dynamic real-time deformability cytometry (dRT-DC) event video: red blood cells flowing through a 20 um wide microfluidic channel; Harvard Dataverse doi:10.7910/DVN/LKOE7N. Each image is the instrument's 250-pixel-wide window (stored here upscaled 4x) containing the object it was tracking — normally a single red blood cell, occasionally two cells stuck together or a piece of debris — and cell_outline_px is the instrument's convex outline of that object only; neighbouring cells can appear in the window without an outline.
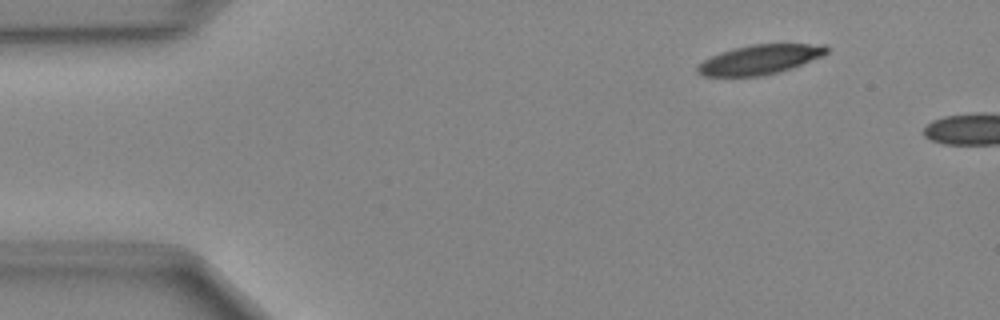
{"species": "Egyptian fruit bat (a non-hibernating species)", "species_latin": "Rousettus aegyptiacus", "temperature_condition": "cold", "stored_images_in_passage": 4, "camera_frame_rate_fps": 3000, "um_per_image_px": 0.085, "animal": {"sex": "female"}, "frame": {"image": 1, "passage_image": 1, "time_ms": 0.0, "image_size_px": [1000, 320], "cell_outline_px": [[828, 52], [824, 56], [780, 72], [760, 76], [704, 76], [696, 72], [696, 68], [704, 60], [720, 52], [752, 44], [824, 44], [828, 48]], "centroid_in_image_um": [64.62, 5.06], "position_along_channel_um": 20.4, "area_um2": 22.14}}